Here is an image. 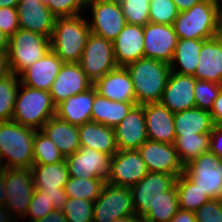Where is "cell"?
<instances>
[{
	"instance_id": "20",
	"label": "cell",
	"mask_w": 222,
	"mask_h": 222,
	"mask_svg": "<svg viewBox=\"0 0 222 222\" xmlns=\"http://www.w3.org/2000/svg\"><path fill=\"white\" fill-rule=\"evenodd\" d=\"M18 22L21 29L51 37L56 16L47 5L39 0L20 1L18 3Z\"/></svg>"
},
{
	"instance_id": "15",
	"label": "cell",
	"mask_w": 222,
	"mask_h": 222,
	"mask_svg": "<svg viewBox=\"0 0 222 222\" xmlns=\"http://www.w3.org/2000/svg\"><path fill=\"white\" fill-rule=\"evenodd\" d=\"M111 156L89 147H81L65 157L69 177L101 178L106 180L110 171Z\"/></svg>"
},
{
	"instance_id": "35",
	"label": "cell",
	"mask_w": 222,
	"mask_h": 222,
	"mask_svg": "<svg viewBox=\"0 0 222 222\" xmlns=\"http://www.w3.org/2000/svg\"><path fill=\"white\" fill-rule=\"evenodd\" d=\"M105 183L106 180L101 178L69 177L64 191L68 198L87 199L95 202Z\"/></svg>"
},
{
	"instance_id": "57",
	"label": "cell",
	"mask_w": 222,
	"mask_h": 222,
	"mask_svg": "<svg viewBox=\"0 0 222 222\" xmlns=\"http://www.w3.org/2000/svg\"><path fill=\"white\" fill-rule=\"evenodd\" d=\"M20 0H0L1 7H17Z\"/></svg>"
},
{
	"instance_id": "22",
	"label": "cell",
	"mask_w": 222,
	"mask_h": 222,
	"mask_svg": "<svg viewBox=\"0 0 222 222\" xmlns=\"http://www.w3.org/2000/svg\"><path fill=\"white\" fill-rule=\"evenodd\" d=\"M143 107L148 140L174 144V113L160 102L144 104Z\"/></svg>"
},
{
	"instance_id": "41",
	"label": "cell",
	"mask_w": 222,
	"mask_h": 222,
	"mask_svg": "<svg viewBox=\"0 0 222 222\" xmlns=\"http://www.w3.org/2000/svg\"><path fill=\"white\" fill-rule=\"evenodd\" d=\"M221 90V84L196 79V83L193 90L196 107L210 112L213 107L214 101Z\"/></svg>"
},
{
	"instance_id": "47",
	"label": "cell",
	"mask_w": 222,
	"mask_h": 222,
	"mask_svg": "<svg viewBox=\"0 0 222 222\" xmlns=\"http://www.w3.org/2000/svg\"><path fill=\"white\" fill-rule=\"evenodd\" d=\"M210 152L222 160V125H214L210 132Z\"/></svg>"
},
{
	"instance_id": "53",
	"label": "cell",
	"mask_w": 222,
	"mask_h": 222,
	"mask_svg": "<svg viewBox=\"0 0 222 222\" xmlns=\"http://www.w3.org/2000/svg\"><path fill=\"white\" fill-rule=\"evenodd\" d=\"M10 73L7 54L0 53V79L5 78Z\"/></svg>"
},
{
	"instance_id": "59",
	"label": "cell",
	"mask_w": 222,
	"mask_h": 222,
	"mask_svg": "<svg viewBox=\"0 0 222 222\" xmlns=\"http://www.w3.org/2000/svg\"><path fill=\"white\" fill-rule=\"evenodd\" d=\"M219 23L222 30V0H218Z\"/></svg>"
},
{
	"instance_id": "7",
	"label": "cell",
	"mask_w": 222,
	"mask_h": 222,
	"mask_svg": "<svg viewBox=\"0 0 222 222\" xmlns=\"http://www.w3.org/2000/svg\"><path fill=\"white\" fill-rule=\"evenodd\" d=\"M128 216H136L130 188L106 182L93 205V222H110Z\"/></svg>"
},
{
	"instance_id": "16",
	"label": "cell",
	"mask_w": 222,
	"mask_h": 222,
	"mask_svg": "<svg viewBox=\"0 0 222 222\" xmlns=\"http://www.w3.org/2000/svg\"><path fill=\"white\" fill-rule=\"evenodd\" d=\"M144 58L156 59L170 64L178 42L173 25L148 22L143 26Z\"/></svg>"
},
{
	"instance_id": "40",
	"label": "cell",
	"mask_w": 222,
	"mask_h": 222,
	"mask_svg": "<svg viewBox=\"0 0 222 222\" xmlns=\"http://www.w3.org/2000/svg\"><path fill=\"white\" fill-rule=\"evenodd\" d=\"M93 205L87 199L68 198L62 212L67 222H93Z\"/></svg>"
},
{
	"instance_id": "14",
	"label": "cell",
	"mask_w": 222,
	"mask_h": 222,
	"mask_svg": "<svg viewBox=\"0 0 222 222\" xmlns=\"http://www.w3.org/2000/svg\"><path fill=\"white\" fill-rule=\"evenodd\" d=\"M149 172L176 175L184 173L185 166L181 162L174 144L146 140L138 149Z\"/></svg>"
},
{
	"instance_id": "49",
	"label": "cell",
	"mask_w": 222,
	"mask_h": 222,
	"mask_svg": "<svg viewBox=\"0 0 222 222\" xmlns=\"http://www.w3.org/2000/svg\"><path fill=\"white\" fill-rule=\"evenodd\" d=\"M210 114L214 125H222V90L215 99Z\"/></svg>"
},
{
	"instance_id": "55",
	"label": "cell",
	"mask_w": 222,
	"mask_h": 222,
	"mask_svg": "<svg viewBox=\"0 0 222 222\" xmlns=\"http://www.w3.org/2000/svg\"><path fill=\"white\" fill-rule=\"evenodd\" d=\"M15 218L16 216H11L8 208L5 206H0V222H17Z\"/></svg>"
},
{
	"instance_id": "24",
	"label": "cell",
	"mask_w": 222,
	"mask_h": 222,
	"mask_svg": "<svg viewBox=\"0 0 222 222\" xmlns=\"http://www.w3.org/2000/svg\"><path fill=\"white\" fill-rule=\"evenodd\" d=\"M104 98L120 102H136L133 82L126 67L118 66L93 84Z\"/></svg>"
},
{
	"instance_id": "23",
	"label": "cell",
	"mask_w": 222,
	"mask_h": 222,
	"mask_svg": "<svg viewBox=\"0 0 222 222\" xmlns=\"http://www.w3.org/2000/svg\"><path fill=\"white\" fill-rule=\"evenodd\" d=\"M118 66L126 65L144 58L143 26L126 23L123 30L112 41Z\"/></svg>"
},
{
	"instance_id": "56",
	"label": "cell",
	"mask_w": 222,
	"mask_h": 222,
	"mask_svg": "<svg viewBox=\"0 0 222 222\" xmlns=\"http://www.w3.org/2000/svg\"><path fill=\"white\" fill-rule=\"evenodd\" d=\"M9 47V37L0 30V53L7 54Z\"/></svg>"
},
{
	"instance_id": "36",
	"label": "cell",
	"mask_w": 222,
	"mask_h": 222,
	"mask_svg": "<svg viewBox=\"0 0 222 222\" xmlns=\"http://www.w3.org/2000/svg\"><path fill=\"white\" fill-rule=\"evenodd\" d=\"M179 210L178 194L175 185L163 192L149 212L141 219L144 222H169Z\"/></svg>"
},
{
	"instance_id": "60",
	"label": "cell",
	"mask_w": 222,
	"mask_h": 222,
	"mask_svg": "<svg viewBox=\"0 0 222 222\" xmlns=\"http://www.w3.org/2000/svg\"><path fill=\"white\" fill-rule=\"evenodd\" d=\"M0 168H3V160H2V157H1V153H0Z\"/></svg>"
},
{
	"instance_id": "48",
	"label": "cell",
	"mask_w": 222,
	"mask_h": 222,
	"mask_svg": "<svg viewBox=\"0 0 222 222\" xmlns=\"http://www.w3.org/2000/svg\"><path fill=\"white\" fill-rule=\"evenodd\" d=\"M47 197L53 204V208L56 210H62L65 203L67 202V195L64 188H57V190H44Z\"/></svg>"
},
{
	"instance_id": "44",
	"label": "cell",
	"mask_w": 222,
	"mask_h": 222,
	"mask_svg": "<svg viewBox=\"0 0 222 222\" xmlns=\"http://www.w3.org/2000/svg\"><path fill=\"white\" fill-rule=\"evenodd\" d=\"M53 210V204L47 197L46 192L35 189L25 218H28V222H33L45 217Z\"/></svg>"
},
{
	"instance_id": "62",
	"label": "cell",
	"mask_w": 222,
	"mask_h": 222,
	"mask_svg": "<svg viewBox=\"0 0 222 222\" xmlns=\"http://www.w3.org/2000/svg\"><path fill=\"white\" fill-rule=\"evenodd\" d=\"M219 201H220L221 206H222V194H221L220 197H219Z\"/></svg>"
},
{
	"instance_id": "31",
	"label": "cell",
	"mask_w": 222,
	"mask_h": 222,
	"mask_svg": "<svg viewBox=\"0 0 222 222\" xmlns=\"http://www.w3.org/2000/svg\"><path fill=\"white\" fill-rule=\"evenodd\" d=\"M213 126L210 112L200 108L195 107L174 113L176 135L210 133Z\"/></svg>"
},
{
	"instance_id": "13",
	"label": "cell",
	"mask_w": 222,
	"mask_h": 222,
	"mask_svg": "<svg viewBox=\"0 0 222 222\" xmlns=\"http://www.w3.org/2000/svg\"><path fill=\"white\" fill-rule=\"evenodd\" d=\"M147 166L138 150H118L110 160L107 183L132 187L148 174Z\"/></svg>"
},
{
	"instance_id": "10",
	"label": "cell",
	"mask_w": 222,
	"mask_h": 222,
	"mask_svg": "<svg viewBox=\"0 0 222 222\" xmlns=\"http://www.w3.org/2000/svg\"><path fill=\"white\" fill-rule=\"evenodd\" d=\"M91 22L88 21L92 34L113 41L126 25L125 16L118 0H88Z\"/></svg>"
},
{
	"instance_id": "12",
	"label": "cell",
	"mask_w": 222,
	"mask_h": 222,
	"mask_svg": "<svg viewBox=\"0 0 222 222\" xmlns=\"http://www.w3.org/2000/svg\"><path fill=\"white\" fill-rule=\"evenodd\" d=\"M176 175L158 172H148L134 186L130 187L136 217L141 220L163 196V192L170 190L176 183Z\"/></svg>"
},
{
	"instance_id": "52",
	"label": "cell",
	"mask_w": 222,
	"mask_h": 222,
	"mask_svg": "<svg viewBox=\"0 0 222 222\" xmlns=\"http://www.w3.org/2000/svg\"><path fill=\"white\" fill-rule=\"evenodd\" d=\"M176 8L179 12L186 11L190 9L192 6H194L197 3H200L203 0H172Z\"/></svg>"
},
{
	"instance_id": "26",
	"label": "cell",
	"mask_w": 222,
	"mask_h": 222,
	"mask_svg": "<svg viewBox=\"0 0 222 222\" xmlns=\"http://www.w3.org/2000/svg\"><path fill=\"white\" fill-rule=\"evenodd\" d=\"M97 90L93 85L56 105V116L73 125H83L91 121L92 106Z\"/></svg>"
},
{
	"instance_id": "9",
	"label": "cell",
	"mask_w": 222,
	"mask_h": 222,
	"mask_svg": "<svg viewBox=\"0 0 222 222\" xmlns=\"http://www.w3.org/2000/svg\"><path fill=\"white\" fill-rule=\"evenodd\" d=\"M184 173L210 199L222 194V160L211 152L201 154L185 165Z\"/></svg>"
},
{
	"instance_id": "61",
	"label": "cell",
	"mask_w": 222,
	"mask_h": 222,
	"mask_svg": "<svg viewBox=\"0 0 222 222\" xmlns=\"http://www.w3.org/2000/svg\"><path fill=\"white\" fill-rule=\"evenodd\" d=\"M41 3H43V4H45V5H47L48 4V2H49V0H39Z\"/></svg>"
},
{
	"instance_id": "38",
	"label": "cell",
	"mask_w": 222,
	"mask_h": 222,
	"mask_svg": "<svg viewBox=\"0 0 222 222\" xmlns=\"http://www.w3.org/2000/svg\"><path fill=\"white\" fill-rule=\"evenodd\" d=\"M65 161L56 145L41 130H36L33 146V164H53Z\"/></svg>"
},
{
	"instance_id": "6",
	"label": "cell",
	"mask_w": 222,
	"mask_h": 222,
	"mask_svg": "<svg viewBox=\"0 0 222 222\" xmlns=\"http://www.w3.org/2000/svg\"><path fill=\"white\" fill-rule=\"evenodd\" d=\"M50 49V38L19 28L9 38L7 57L10 71L19 76Z\"/></svg>"
},
{
	"instance_id": "30",
	"label": "cell",
	"mask_w": 222,
	"mask_h": 222,
	"mask_svg": "<svg viewBox=\"0 0 222 222\" xmlns=\"http://www.w3.org/2000/svg\"><path fill=\"white\" fill-rule=\"evenodd\" d=\"M31 174L35 189L40 191L64 188L69 178L65 161L53 164H33Z\"/></svg>"
},
{
	"instance_id": "58",
	"label": "cell",
	"mask_w": 222,
	"mask_h": 222,
	"mask_svg": "<svg viewBox=\"0 0 222 222\" xmlns=\"http://www.w3.org/2000/svg\"><path fill=\"white\" fill-rule=\"evenodd\" d=\"M138 220L139 219L136 216H128V217L113 219L110 222H137Z\"/></svg>"
},
{
	"instance_id": "28",
	"label": "cell",
	"mask_w": 222,
	"mask_h": 222,
	"mask_svg": "<svg viewBox=\"0 0 222 222\" xmlns=\"http://www.w3.org/2000/svg\"><path fill=\"white\" fill-rule=\"evenodd\" d=\"M41 131L50 138L64 157L81 148L78 126L70 124L56 115L42 126Z\"/></svg>"
},
{
	"instance_id": "27",
	"label": "cell",
	"mask_w": 222,
	"mask_h": 222,
	"mask_svg": "<svg viewBox=\"0 0 222 222\" xmlns=\"http://www.w3.org/2000/svg\"><path fill=\"white\" fill-rule=\"evenodd\" d=\"M80 147H89L113 156L117 151L114 128L94 121L78 126Z\"/></svg>"
},
{
	"instance_id": "37",
	"label": "cell",
	"mask_w": 222,
	"mask_h": 222,
	"mask_svg": "<svg viewBox=\"0 0 222 222\" xmlns=\"http://www.w3.org/2000/svg\"><path fill=\"white\" fill-rule=\"evenodd\" d=\"M20 83L19 76L13 72L0 79V122L12 120Z\"/></svg>"
},
{
	"instance_id": "4",
	"label": "cell",
	"mask_w": 222,
	"mask_h": 222,
	"mask_svg": "<svg viewBox=\"0 0 222 222\" xmlns=\"http://www.w3.org/2000/svg\"><path fill=\"white\" fill-rule=\"evenodd\" d=\"M35 132V129L24 127L13 120L0 122L3 168L31 169Z\"/></svg>"
},
{
	"instance_id": "33",
	"label": "cell",
	"mask_w": 222,
	"mask_h": 222,
	"mask_svg": "<svg viewBox=\"0 0 222 222\" xmlns=\"http://www.w3.org/2000/svg\"><path fill=\"white\" fill-rule=\"evenodd\" d=\"M179 209L195 212L210 198L185 174H180L175 183Z\"/></svg>"
},
{
	"instance_id": "51",
	"label": "cell",
	"mask_w": 222,
	"mask_h": 222,
	"mask_svg": "<svg viewBox=\"0 0 222 222\" xmlns=\"http://www.w3.org/2000/svg\"><path fill=\"white\" fill-rule=\"evenodd\" d=\"M33 222H67L62 210L54 209L51 213H48L45 217L40 218Z\"/></svg>"
},
{
	"instance_id": "3",
	"label": "cell",
	"mask_w": 222,
	"mask_h": 222,
	"mask_svg": "<svg viewBox=\"0 0 222 222\" xmlns=\"http://www.w3.org/2000/svg\"><path fill=\"white\" fill-rule=\"evenodd\" d=\"M173 27L178 39L207 40L221 34L218 1L203 0L179 12Z\"/></svg>"
},
{
	"instance_id": "29",
	"label": "cell",
	"mask_w": 222,
	"mask_h": 222,
	"mask_svg": "<svg viewBox=\"0 0 222 222\" xmlns=\"http://www.w3.org/2000/svg\"><path fill=\"white\" fill-rule=\"evenodd\" d=\"M136 102L112 101L100 94H95L91 121L115 128L128 114Z\"/></svg>"
},
{
	"instance_id": "5",
	"label": "cell",
	"mask_w": 222,
	"mask_h": 222,
	"mask_svg": "<svg viewBox=\"0 0 222 222\" xmlns=\"http://www.w3.org/2000/svg\"><path fill=\"white\" fill-rule=\"evenodd\" d=\"M22 92H17L12 120L24 127L41 130L42 126L56 115V105L50 92L32 89L20 83Z\"/></svg>"
},
{
	"instance_id": "45",
	"label": "cell",
	"mask_w": 222,
	"mask_h": 222,
	"mask_svg": "<svg viewBox=\"0 0 222 222\" xmlns=\"http://www.w3.org/2000/svg\"><path fill=\"white\" fill-rule=\"evenodd\" d=\"M197 222H222V206L219 199H210L195 211Z\"/></svg>"
},
{
	"instance_id": "25",
	"label": "cell",
	"mask_w": 222,
	"mask_h": 222,
	"mask_svg": "<svg viewBox=\"0 0 222 222\" xmlns=\"http://www.w3.org/2000/svg\"><path fill=\"white\" fill-rule=\"evenodd\" d=\"M193 76L197 80L222 85V33L202 43L199 63Z\"/></svg>"
},
{
	"instance_id": "17",
	"label": "cell",
	"mask_w": 222,
	"mask_h": 222,
	"mask_svg": "<svg viewBox=\"0 0 222 222\" xmlns=\"http://www.w3.org/2000/svg\"><path fill=\"white\" fill-rule=\"evenodd\" d=\"M196 78L170 72L160 103L173 113L195 108L194 86Z\"/></svg>"
},
{
	"instance_id": "50",
	"label": "cell",
	"mask_w": 222,
	"mask_h": 222,
	"mask_svg": "<svg viewBox=\"0 0 222 222\" xmlns=\"http://www.w3.org/2000/svg\"><path fill=\"white\" fill-rule=\"evenodd\" d=\"M169 222H197L195 212L179 209Z\"/></svg>"
},
{
	"instance_id": "43",
	"label": "cell",
	"mask_w": 222,
	"mask_h": 222,
	"mask_svg": "<svg viewBox=\"0 0 222 222\" xmlns=\"http://www.w3.org/2000/svg\"><path fill=\"white\" fill-rule=\"evenodd\" d=\"M87 3L88 0H49L47 6L56 17H74L87 9Z\"/></svg>"
},
{
	"instance_id": "34",
	"label": "cell",
	"mask_w": 222,
	"mask_h": 222,
	"mask_svg": "<svg viewBox=\"0 0 222 222\" xmlns=\"http://www.w3.org/2000/svg\"><path fill=\"white\" fill-rule=\"evenodd\" d=\"M174 146L185 166L201 154L210 152V133L176 135Z\"/></svg>"
},
{
	"instance_id": "18",
	"label": "cell",
	"mask_w": 222,
	"mask_h": 222,
	"mask_svg": "<svg viewBox=\"0 0 222 222\" xmlns=\"http://www.w3.org/2000/svg\"><path fill=\"white\" fill-rule=\"evenodd\" d=\"M93 86L78 63H64L53 82L50 95L55 105Z\"/></svg>"
},
{
	"instance_id": "2",
	"label": "cell",
	"mask_w": 222,
	"mask_h": 222,
	"mask_svg": "<svg viewBox=\"0 0 222 222\" xmlns=\"http://www.w3.org/2000/svg\"><path fill=\"white\" fill-rule=\"evenodd\" d=\"M91 31L82 16L56 17L50 37L51 50L64 63H78Z\"/></svg>"
},
{
	"instance_id": "42",
	"label": "cell",
	"mask_w": 222,
	"mask_h": 222,
	"mask_svg": "<svg viewBox=\"0 0 222 222\" xmlns=\"http://www.w3.org/2000/svg\"><path fill=\"white\" fill-rule=\"evenodd\" d=\"M178 13L172 0H150L149 21L151 23L173 25Z\"/></svg>"
},
{
	"instance_id": "32",
	"label": "cell",
	"mask_w": 222,
	"mask_h": 222,
	"mask_svg": "<svg viewBox=\"0 0 222 222\" xmlns=\"http://www.w3.org/2000/svg\"><path fill=\"white\" fill-rule=\"evenodd\" d=\"M205 40L178 39L173 60L170 63L171 71L182 75H194L202 43ZM179 66L178 68L176 67Z\"/></svg>"
},
{
	"instance_id": "21",
	"label": "cell",
	"mask_w": 222,
	"mask_h": 222,
	"mask_svg": "<svg viewBox=\"0 0 222 222\" xmlns=\"http://www.w3.org/2000/svg\"><path fill=\"white\" fill-rule=\"evenodd\" d=\"M64 62L50 49L40 60L20 75L21 84L49 92Z\"/></svg>"
},
{
	"instance_id": "1",
	"label": "cell",
	"mask_w": 222,
	"mask_h": 222,
	"mask_svg": "<svg viewBox=\"0 0 222 222\" xmlns=\"http://www.w3.org/2000/svg\"><path fill=\"white\" fill-rule=\"evenodd\" d=\"M125 67L133 82L136 104L160 102L171 72L170 64L141 58Z\"/></svg>"
},
{
	"instance_id": "46",
	"label": "cell",
	"mask_w": 222,
	"mask_h": 222,
	"mask_svg": "<svg viewBox=\"0 0 222 222\" xmlns=\"http://www.w3.org/2000/svg\"><path fill=\"white\" fill-rule=\"evenodd\" d=\"M19 28L17 8L1 7L0 30L10 38Z\"/></svg>"
},
{
	"instance_id": "19",
	"label": "cell",
	"mask_w": 222,
	"mask_h": 222,
	"mask_svg": "<svg viewBox=\"0 0 222 222\" xmlns=\"http://www.w3.org/2000/svg\"><path fill=\"white\" fill-rule=\"evenodd\" d=\"M114 132L118 150H137L148 140L143 105H134Z\"/></svg>"
},
{
	"instance_id": "54",
	"label": "cell",
	"mask_w": 222,
	"mask_h": 222,
	"mask_svg": "<svg viewBox=\"0 0 222 222\" xmlns=\"http://www.w3.org/2000/svg\"><path fill=\"white\" fill-rule=\"evenodd\" d=\"M5 168H0V206H6Z\"/></svg>"
},
{
	"instance_id": "39",
	"label": "cell",
	"mask_w": 222,
	"mask_h": 222,
	"mask_svg": "<svg viewBox=\"0 0 222 222\" xmlns=\"http://www.w3.org/2000/svg\"><path fill=\"white\" fill-rule=\"evenodd\" d=\"M126 23L145 26L149 21L150 0H118Z\"/></svg>"
},
{
	"instance_id": "11",
	"label": "cell",
	"mask_w": 222,
	"mask_h": 222,
	"mask_svg": "<svg viewBox=\"0 0 222 222\" xmlns=\"http://www.w3.org/2000/svg\"><path fill=\"white\" fill-rule=\"evenodd\" d=\"M34 190L31 169L5 168V207L12 217L25 219Z\"/></svg>"
},
{
	"instance_id": "8",
	"label": "cell",
	"mask_w": 222,
	"mask_h": 222,
	"mask_svg": "<svg viewBox=\"0 0 222 222\" xmlns=\"http://www.w3.org/2000/svg\"><path fill=\"white\" fill-rule=\"evenodd\" d=\"M78 64L94 84L118 67L112 41L90 33Z\"/></svg>"
}]
</instances>
